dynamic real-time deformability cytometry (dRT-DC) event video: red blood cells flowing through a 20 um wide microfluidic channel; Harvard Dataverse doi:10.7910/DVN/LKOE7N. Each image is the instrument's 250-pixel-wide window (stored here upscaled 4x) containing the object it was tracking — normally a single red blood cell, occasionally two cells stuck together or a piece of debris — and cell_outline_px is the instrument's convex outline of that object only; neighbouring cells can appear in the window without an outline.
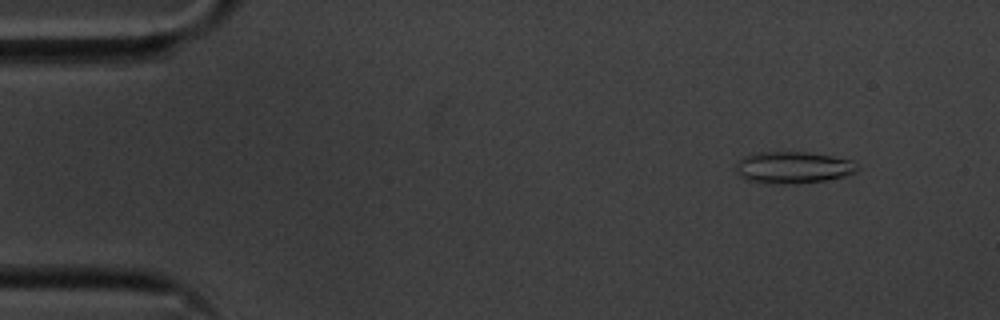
{"species": "common noctule bat (a hibernating species)", "species_latin": "Nyctalus noctula", "temperature_condition": "cold", "stored_images_in_passage": 56, "camera_frame_rate_fps": 3000, "um_per_image_px": 0.085, "animal": {"sex": "male", "body_mass_g": 20.1, "forearm_length_mm": 53.5}, "frame": {"image": 1, "passage_image": 6, "time_ms": 1.667, "image_size_px": [1000, 320], "cell_outline_px": [[860, 168], [856, 172], [848, 176], [828, 180], [796, 184], [764, 184], [748, 180], [740, 176], [736, 172], [736, 164], [744, 156], [756, 152], [808, 152], [832, 156], [852, 160]], "centroid_in_image_um": [67.44, 14.25], "position_along_channel_um": 17.6, "area_um2": 22.95}}
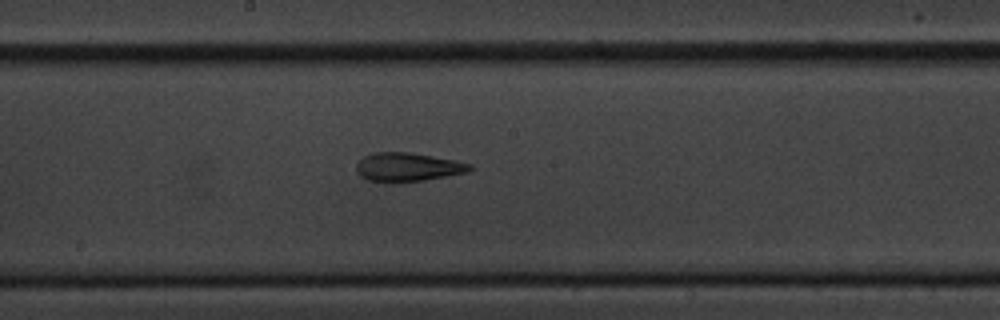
{"frame": {"image": 2, "passage_image": 30, "time_ms": 9.667, "image_size_px": [1000, 320], "cell_outline_px": [[472, 168], [468, 172], [424, 180], [368, 180], [360, 176], [356, 172], [356, 164], [364, 156], [376, 152], [408, 152], [456, 160], [472, 164]], "centroid_in_image_um": [34.67, 14.17], "position_along_channel_um": 213.5, "area_um2": 18.44}}
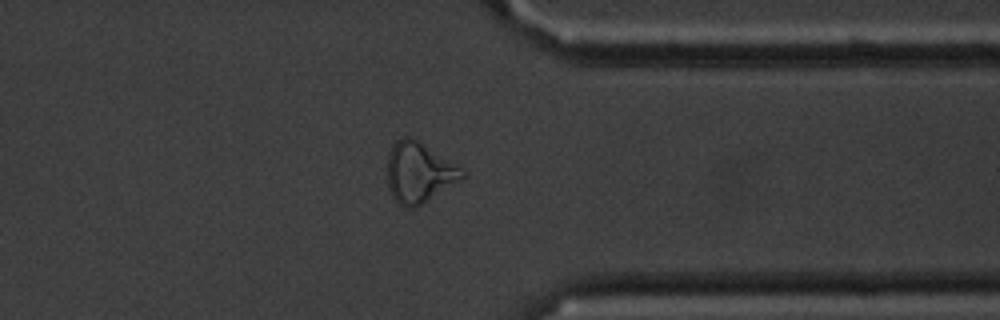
{"frame": {"image": 3, "passage_image": 44, "time_ms": 14.333, "image_size_px": [1000, 320], "cell_outline_px": [[468, 176], [416, 208], [404, 208], [392, 196], [388, 188], [388, 152], [392, 144], [396, 140], [404, 136], [412, 136], [464, 168]], "centroid_in_image_um": [35.65, 14.65], "position_along_channel_um": 375.7, "area_um2": 26.93}, "authors_computed_cell_mechanics": {"area_um2": 21.1548, "velocity_mm_per_s": 3.5851, "shape_relaxation_time_tau1_ms": null, "shape_relaxation_time_tau2_ms": 2.4334, "deformation_change_tau1": null, "deformation_change_tau2": 0.1178}}